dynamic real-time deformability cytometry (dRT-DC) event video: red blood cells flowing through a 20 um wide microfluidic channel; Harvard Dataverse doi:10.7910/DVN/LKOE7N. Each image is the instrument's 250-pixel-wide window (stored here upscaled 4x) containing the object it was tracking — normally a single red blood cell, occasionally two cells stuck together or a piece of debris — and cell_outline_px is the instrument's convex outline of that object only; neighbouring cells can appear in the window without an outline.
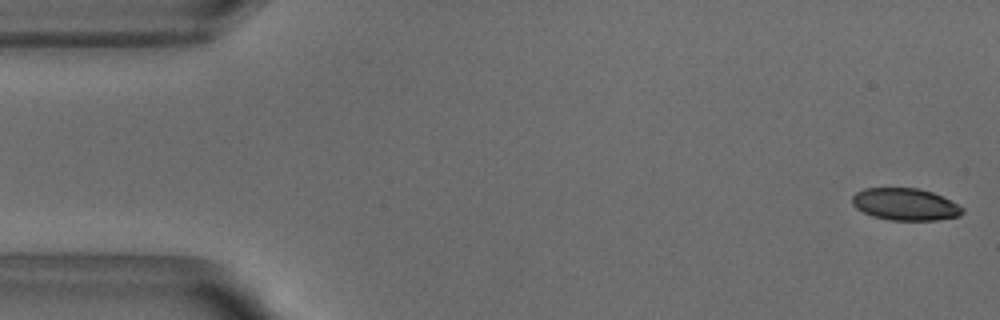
{"species": "common noctule bat (a hibernating species)", "species_latin": "Nyctalus noctula", "temperature_condition": "warm", "stored_images_in_passage": 51, "camera_frame_rate_fps": 3000, "um_per_image_px": 0.085, "animal": {"sex": "male", "body_mass_g": 18.8}, "frame": {"image": 1, "passage_image": 1, "time_ms": 0.0, "image_size_px": [1000, 320], "cell_outline_px": [[964, 212], [960, 216], [936, 220], [888, 220], [872, 216], [856, 208], [852, 204], [852, 196], [856, 192], [864, 188], [916, 188], [932, 192], [964, 208]], "centroid_in_image_um": [76.92, 17.37], "position_along_channel_um": 8.1, "area_um2": 20.52}}
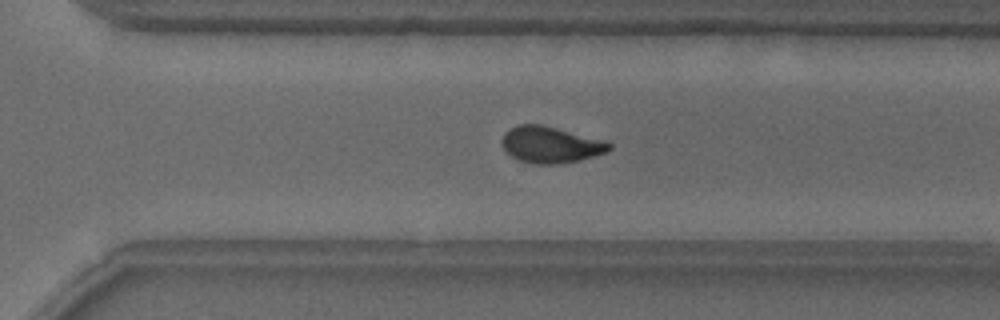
{"frame": {"image": 2, "passage_image": 35, "time_ms": 11.333, "image_size_px": [1000, 320], "cell_outline_px": [[612, 148], [608, 152], [580, 160], [560, 164], [532, 164], [520, 160], [512, 156], [504, 148], [504, 132], [520, 124], [540, 124], [604, 140], [612, 144]], "centroid_in_image_um": [46.85, 12.31], "position_along_channel_um": 323.7, "area_um2": 22.48}}
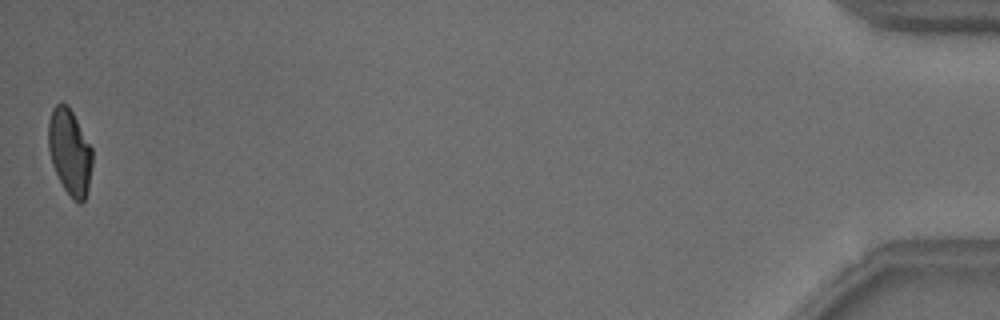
{"frame": {"image": 3, "passage_image": 51, "time_ms": 16.667, "image_size_px": [1000, 320], "cell_outline_px": [[92, 164], [88, 188], [84, 200], [80, 204], [72, 200], [64, 188], [52, 164], [48, 148], [48, 120], [52, 108], [56, 104], [68, 104], [92, 148]], "centroid_in_image_um": [5.92, 12.91], "position_along_channel_um": 429.3, "area_um2": 21.96}, "authors_computed_cell_mechanics": {"area_um2": 22.831, "velocity_mm_per_s": 3.8495, "shape_relaxation_time_tau1_ms": 4.6451, "shape_relaxation_time_tau2_ms": 1.6253, "deformation_change_tau1": 0.1594, "deformation_change_tau2": 0.0781}}